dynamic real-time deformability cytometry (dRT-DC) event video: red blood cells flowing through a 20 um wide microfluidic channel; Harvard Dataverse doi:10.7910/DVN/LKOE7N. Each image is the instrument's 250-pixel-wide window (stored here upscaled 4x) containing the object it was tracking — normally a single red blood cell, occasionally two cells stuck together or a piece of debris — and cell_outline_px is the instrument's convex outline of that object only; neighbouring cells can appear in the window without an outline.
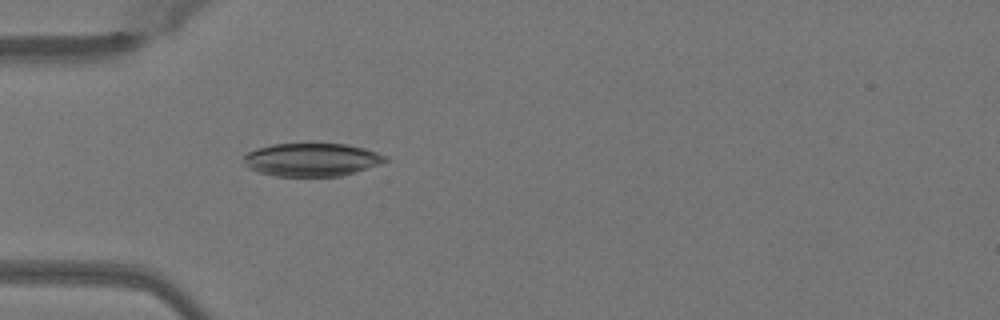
{"species": "Egyptian fruit bat (a non-hibernating species)", "species_latin": "Rousettus aegyptiacus", "temperature_condition": "warm", "stored_images_in_passage": 49, "camera_frame_rate_fps": 3000, "um_per_image_px": 0.085, "animal": {"sex": "female"}, "frame": {"image": 1, "passage_image": 15, "time_ms": 4.667, "image_size_px": [1000, 320], "cell_outline_px": [[388, 160], [380, 164], [356, 172], [340, 176], [276, 176], [260, 172], [248, 168], [244, 164], [244, 156], [248, 152], [256, 148], [272, 144], [348, 144], [364, 148], [388, 156]], "centroid_in_image_um": [26.51, 13.57], "position_along_channel_um": 58.5, "area_um2": 27.34}}
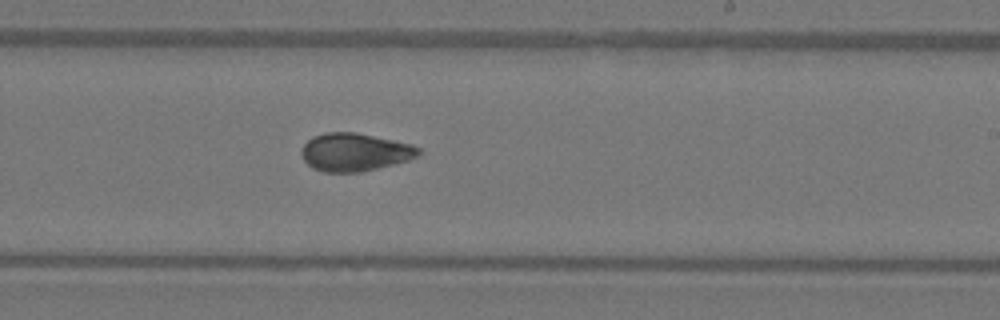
{"frame": {"image": 2, "passage_image": 30, "time_ms": 9.667, "image_size_px": [1000, 320], "cell_outline_px": [[420, 152], [416, 156], [408, 160], [360, 172], [324, 172], [312, 168], [304, 160], [300, 152], [304, 144], [312, 136], [328, 132], [356, 132], [412, 144], [420, 148]], "centroid_in_image_um": [30.12, 12.92], "position_along_channel_um": 258.9, "area_um2": 25.78}}
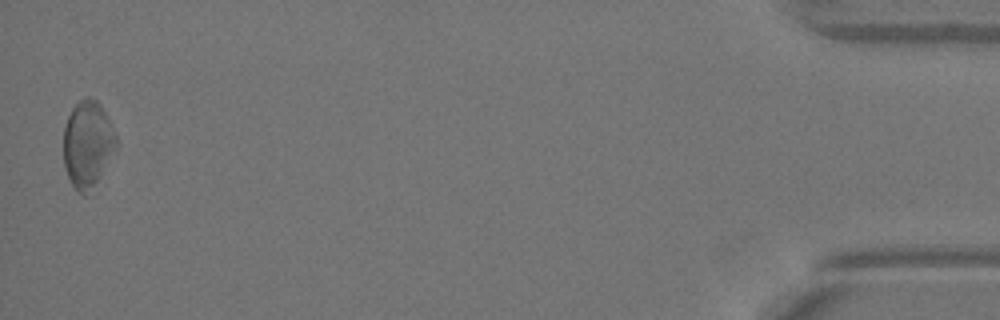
{"frame": {"image": 3, "passage_image": 49, "time_ms": 16.0, "image_size_px": [1000, 320], "cell_outline_px": [[116, 148], [100, 176], [88, 196], [84, 196], [72, 184], [64, 168], [64, 128], [68, 116], [72, 108], [84, 96], [88, 96], [96, 100], [100, 104], [116, 136]], "centroid_in_image_um": [7.43, 12.26], "position_along_channel_um": 427.8, "area_um2": 26.3}, "authors_computed_cell_mechanics": {"area_um2": 26.5302, "velocity_mm_per_s": 4.0852, "shape_relaxation_time_tau1_ms": 5.335, "shape_relaxation_time_tau2_ms": 1.9724, "deformation_change_tau1": 0.1501, "deformation_change_tau2": 0.0625}}